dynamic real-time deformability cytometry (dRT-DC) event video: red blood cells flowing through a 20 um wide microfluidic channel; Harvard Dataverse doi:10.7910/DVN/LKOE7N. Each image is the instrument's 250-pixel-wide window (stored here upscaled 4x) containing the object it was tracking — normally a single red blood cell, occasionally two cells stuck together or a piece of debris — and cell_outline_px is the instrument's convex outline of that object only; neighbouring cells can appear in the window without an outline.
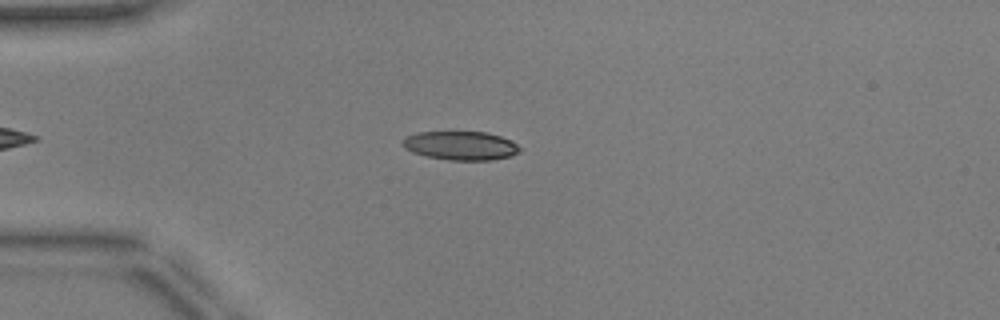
{"species": "common noctule bat (a hibernating species)", "species_latin": "Nyctalus noctula", "temperature_condition": "warm", "stored_images_in_passage": 37, "camera_frame_rate_fps": 3000, "um_per_image_px": 0.085, "animal": {"sex": "male", "body_mass_g": 17.9, "forearm_length_mm": 54.2}, "frame": {"image": 1, "passage_image": 4, "time_ms": 1.0, "image_size_px": [1000, 320], "cell_outline_px": [[520, 152], [512, 156], [492, 160], [448, 160], [428, 156], [412, 152], [404, 148], [400, 144], [400, 140], [404, 136], [416, 132], [484, 132], [500, 136], [512, 140], [520, 148]], "centroid_in_image_um": [39.12, 12.37], "position_along_channel_um": 45.9, "area_um2": 19.88}}
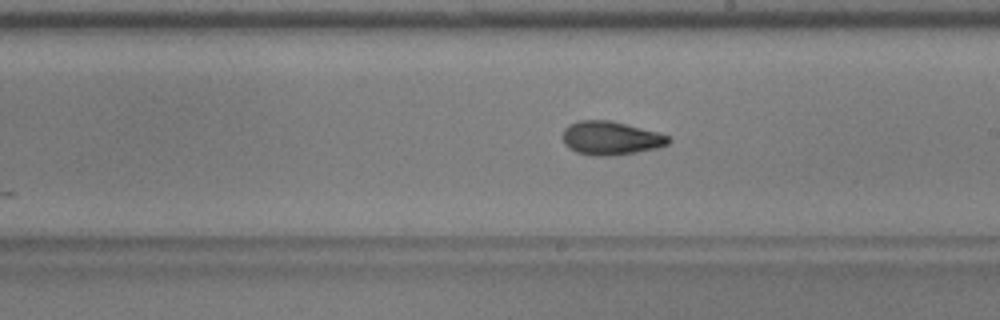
{"frame": {"image": 2, "passage_image": 20, "time_ms": 6.333, "image_size_px": [1000, 320], "cell_outline_px": [[672, 140], [668, 144], [660, 148], [612, 156], [592, 156], [576, 152], [568, 148], [564, 144], [564, 128], [568, 124], [580, 120], [608, 120], [656, 132], [668, 136]], "centroid_in_image_um": [51.9, 11.76], "position_along_channel_um": 237.1, "area_um2": 20.69}}
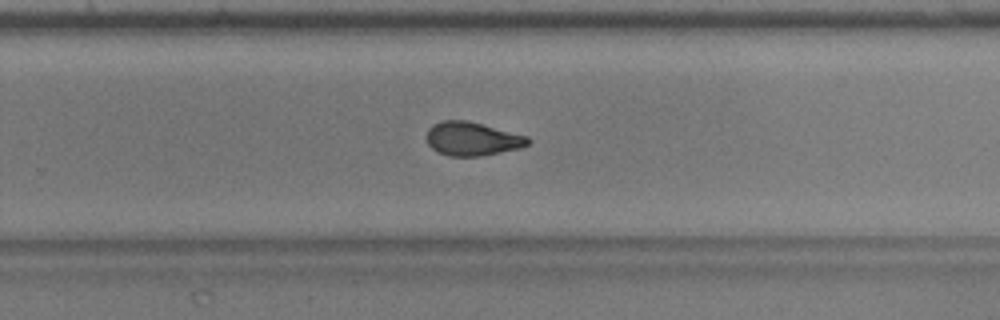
{"frame": {"image": 3, "passage_image": 24, "time_ms": 7.667, "image_size_px": [1000, 320], "cell_outline_px": [[532, 140], [528, 144], [520, 148], [480, 156], [448, 156], [436, 152], [428, 144], [428, 128], [432, 124], [440, 120], [468, 120], [528, 136]], "centroid_in_image_um": [40.14, 11.79], "position_along_channel_um": 289.7, "area_um2": 20.0}, "authors_computed_cell_mechanics": {"area_um2": 20.6346, "velocity_mm_per_s": 3.9627, "shape_relaxation_time_tau1_ms": 4.7533, "shape_relaxation_time_tau2_ms": 2.3318, "deformation_change_tau1": 0.1563, "deformation_change_tau2": 0.0861}}